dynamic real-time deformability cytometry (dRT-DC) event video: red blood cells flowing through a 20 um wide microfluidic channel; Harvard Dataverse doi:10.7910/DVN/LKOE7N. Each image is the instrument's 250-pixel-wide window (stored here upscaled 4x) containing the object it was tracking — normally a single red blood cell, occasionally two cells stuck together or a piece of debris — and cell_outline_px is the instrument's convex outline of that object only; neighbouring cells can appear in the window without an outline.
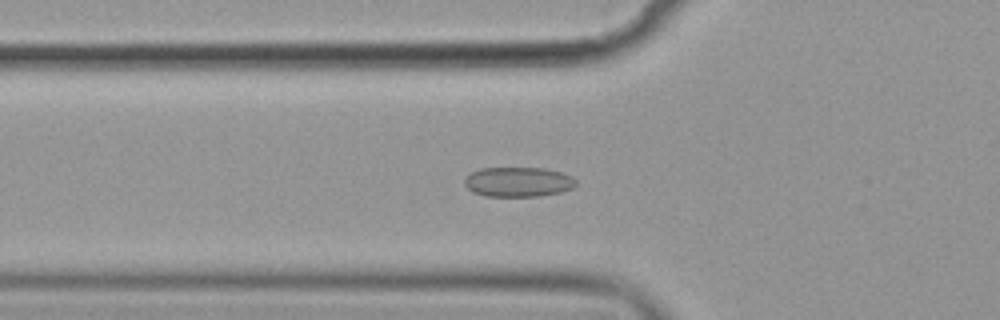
{"species": "common noctule bat (a hibernating species)", "species_latin": "Nyctalus noctula", "temperature_condition": "cold", "stored_images_in_passage": 48, "camera_frame_rate_fps": 3000, "um_per_image_px": 0.085, "animal": {"sex": "female", "body_mass_g": 19.9}, "frame": {"image": 1, "passage_image": 11, "time_ms": 3.333, "image_size_px": [1000, 320], "cell_outline_px": [[576, 184], [572, 188], [560, 192], [540, 196], [484, 196], [472, 192], [464, 184], [464, 176], [480, 168], [544, 168], [560, 172], [572, 176], [576, 180]], "centroid_in_image_um": [44.02, 15.46], "position_along_channel_um": 81.8, "area_um2": 19.42}}
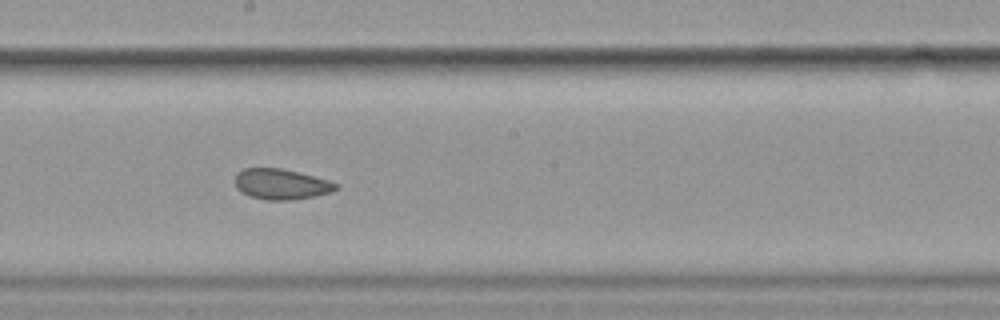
{"frame": {"image": 2, "passage_image": 23, "time_ms": 7.333, "image_size_px": [1000, 320], "cell_outline_px": [[340, 188], [332, 192], [316, 196], [288, 200], [264, 200], [248, 196], [240, 192], [236, 188], [236, 172], [244, 168], [280, 168], [328, 180], [340, 184]], "centroid_in_image_um": [23.9, 15.66], "position_along_channel_um": 224.3, "area_um2": 18.09}}
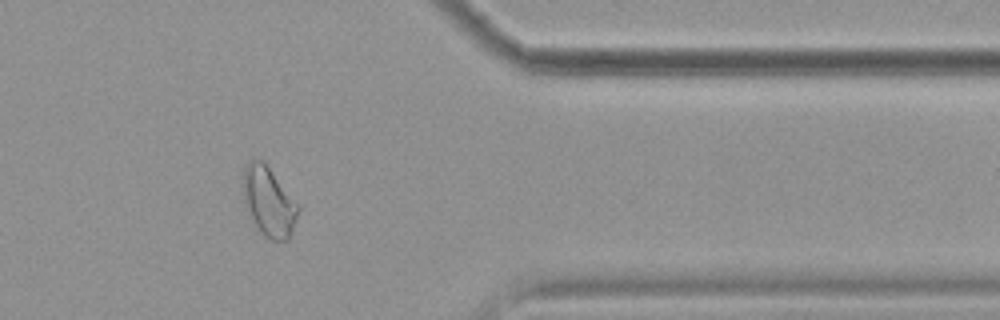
{"frame": {"image": 3, "passage_image": 38, "time_ms": 12.333, "image_size_px": [1000, 320], "cell_outline_px": [[300, 208], [288, 240], [272, 240], [264, 236], [248, 220], [244, 204], [240, 176], [244, 168], [252, 160], [260, 160], [268, 168], [300, 204]], "centroid_in_image_um": [22.79, 17.17], "position_along_channel_um": 388.6, "area_um2": 22.72}, "authors_computed_cell_mechanics": {"area_um2": 19.2763, "velocity_mm_per_s": 3.5674, "shape_relaxation_time_tau1_ms": null, "shape_relaxation_time_tau2_ms": 2.6749, "deformation_change_tau1": null, "deformation_change_tau2": 0.0713}}